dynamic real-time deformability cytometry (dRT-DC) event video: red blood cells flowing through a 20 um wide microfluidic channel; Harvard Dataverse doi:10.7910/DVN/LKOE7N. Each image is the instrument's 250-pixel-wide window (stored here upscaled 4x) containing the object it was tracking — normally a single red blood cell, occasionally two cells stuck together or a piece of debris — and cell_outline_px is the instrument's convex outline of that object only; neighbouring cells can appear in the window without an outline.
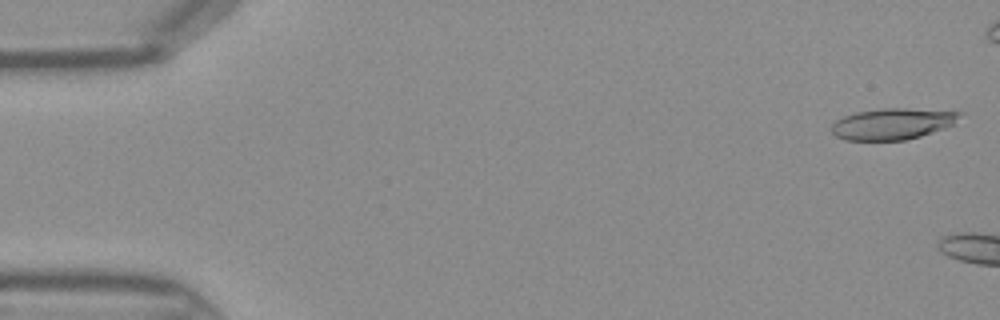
{"species": "Egyptian fruit bat (a non-hibernating species)", "species_latin": "Rousettus aegyptiacus", "temperature_condition": "warm", "stored_images_in_passage": 8, "camera_frame_rate_fps": 3000, "um_per_image_px": 0.085, "frame": {"image": 1, "passage_image": 1, "time_ms": 0.0, "image_size_px": [1000, 320], "cell_outline_px": [[964, 112], [952, 124], [944, 128], [920, 136], [904, 140], [844, 140], [836, 136], [832, 132], [832, 124], [836, 120], [844, 116], [856, 112], [884, 108], [904, 108]], "centroid_in_image_um": [75.84, 10.52], "position_along_channel_um": 9.2, "area_um2": 23.12}}